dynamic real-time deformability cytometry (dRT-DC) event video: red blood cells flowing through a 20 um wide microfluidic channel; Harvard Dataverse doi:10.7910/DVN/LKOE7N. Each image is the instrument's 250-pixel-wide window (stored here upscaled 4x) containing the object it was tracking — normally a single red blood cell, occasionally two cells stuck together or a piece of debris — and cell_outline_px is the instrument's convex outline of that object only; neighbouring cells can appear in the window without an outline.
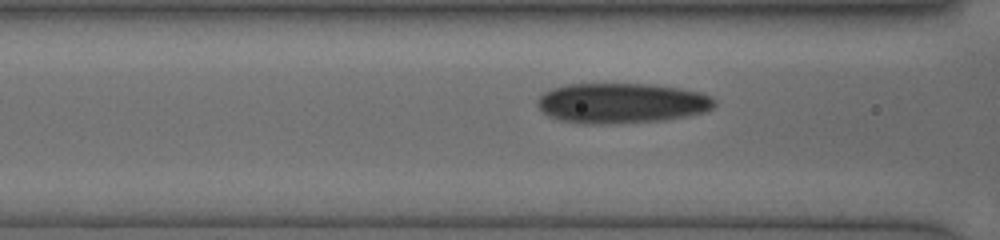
{"species": "human", "species_latin": "Homo sapiens", "temperature_condition": "cold", "stored_images_in_passage": 22, "camera_frame_rate_fps": 3000, "um_per_image_px": 0.085, "donor": {"sex": "female"}, "frame": {"image": 1, "passage_image": 6, "time_ms": 2.667, "image_size_px": [1000, 240], "cell_outline_px": [[716, 104], [712, 108], [704, 112], [688, 116], [660, 120], [592, 124], [580, 124], [560, 120], [548, 116], [536, 104], [536, 100], [544, 92], [552, 88], [564, 84], [652, 84], [680, 88], [700, 92], [712, 96], [716, 100]], "centroid_in_image_um": [52.83, 8.75], "position_along_channel_um": 113.8, "area_um2": 41.56}}
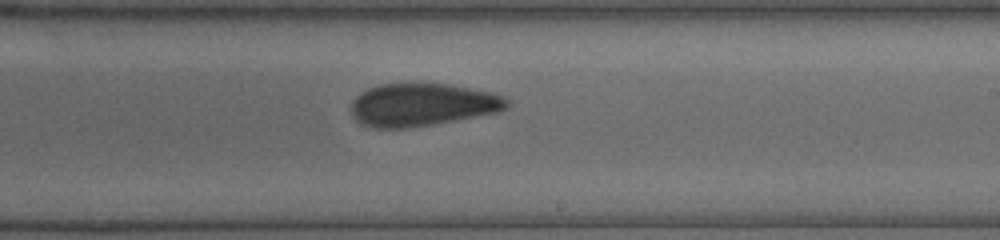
{"frame": {"image": 2, "passage_image": 12, "time_ms": 6.0, "image_size_px": [1000, 240], "cell_outline_px": [[512, 104], [508, 108], [500, 112], [404, 128], [372, 128], [356, 120], [352, 116], [352, 100], [360, 92], [368, 88], [380, 84], [448, 84], [496, 92], [504, 96]], "centroid_in_image_um": [35.93, 8.89], "position_along_channel_um": 253.1, "area_um2": 38.78}}
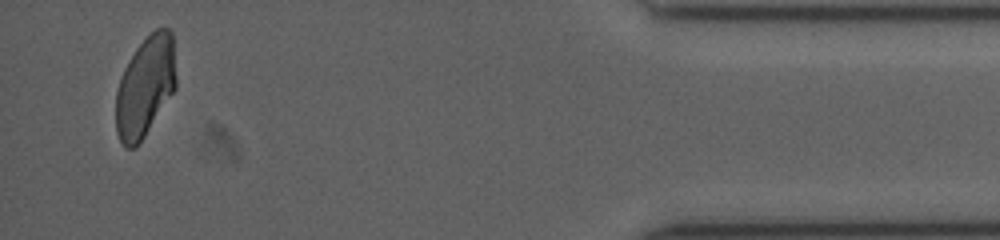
{"frame": {"image": 3, "passage_image": 21, "time_ms": 11.333, "image_size_px": [1000, 240], "cell_outline_px": [[176, 88], [144, 136], [132, 148], [124, 148], [116, 132], [116, 92], [120, 76], [124, 68], [136, 48], [156, 28], [168, 28], [172, 32], [176, 76]], "centroid_in_image_um": [12.34, 7.35], "position_along_channel_um": 422.9, "area_um2": 34.97}}